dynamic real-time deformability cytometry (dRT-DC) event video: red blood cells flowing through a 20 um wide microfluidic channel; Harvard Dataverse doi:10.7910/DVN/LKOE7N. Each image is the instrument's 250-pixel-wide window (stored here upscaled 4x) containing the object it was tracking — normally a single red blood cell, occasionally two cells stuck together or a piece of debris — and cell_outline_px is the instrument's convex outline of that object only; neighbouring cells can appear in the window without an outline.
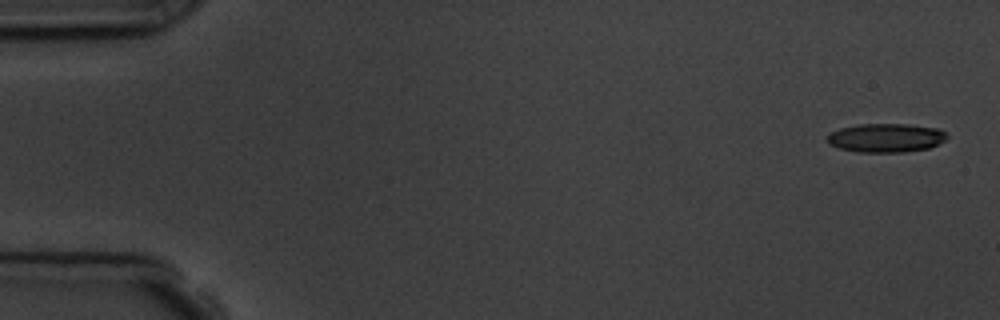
{"species": "common noctule bat (a hibernating species)", "species_latin": "Nyctalus noctula", "temperature_condition": "room temperature", "stored_images_in_passage": 5, "camera_frame_rate_fps": 3000, "um_per_image_px": 0.085, "animal": {"sex": "male", "body_mass_g": 19.5, "forearm_length_mm": 54.6}, "frame": {"image": 1, "passage_image": 1, "time_ms": 0.0, "image_size_px": [1000, 320], "cell_outline_px": [[948, 136], [944, 140], [928, 148], [904, 152], [860, 152], [840, 148], [828, 144], [824, 136], [840, 128], [860, 124], [908, 124], [940, 128], [948, 132]], "centroid_in_image_um": [75.3, 11.71], "position_along_channel_um": 9.7, "area_um2": 20.23}}
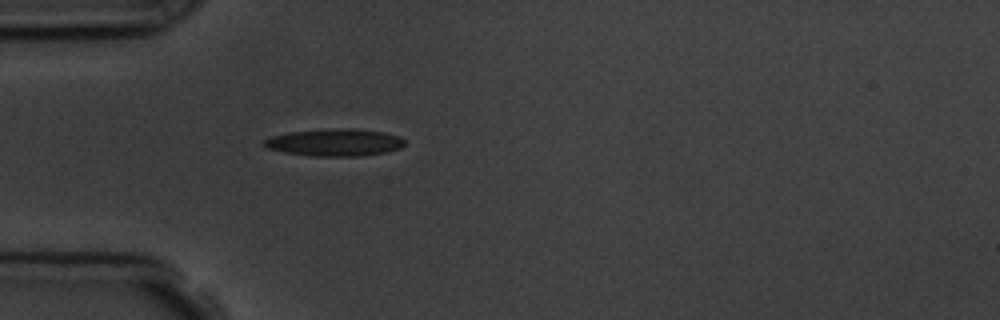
{"frame": {"image": 2, "passage_image": 5, "time_ms": 4.667, "image_size_px": [1000, 320], "cell_outline_px": [[404, 144], [400, 148], [388, 152], [360, 156], [312, 156], [284, 152], [264, 148], [264, 140], [272, 136], [292, 132], [340, 128], [356, 128], [384, 132], [400, 136], [404, 140]], "centroid_in_image_um": [28.49, 12.11], "position_along_channel_um": 56.5, "area_um2": 22.31}}